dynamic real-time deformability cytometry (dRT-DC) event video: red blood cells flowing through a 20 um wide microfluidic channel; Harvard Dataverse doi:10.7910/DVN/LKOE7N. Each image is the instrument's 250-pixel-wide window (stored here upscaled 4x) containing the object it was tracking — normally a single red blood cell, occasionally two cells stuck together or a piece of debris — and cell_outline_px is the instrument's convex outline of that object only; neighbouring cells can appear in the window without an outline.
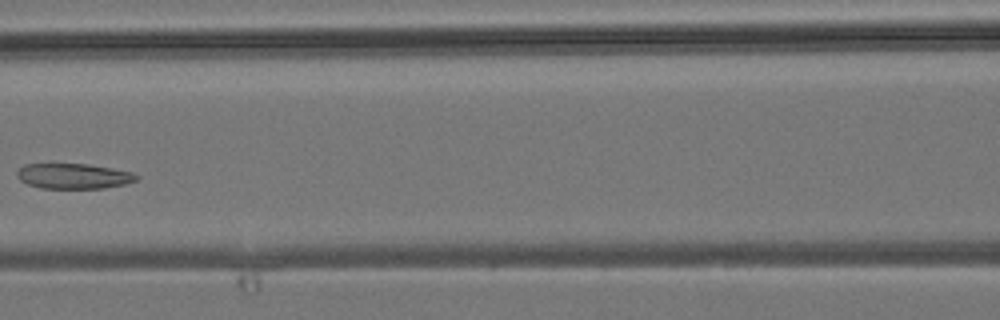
{"species": "common noctule bat (a hibernating species)", "species_latin": "Nyctalus noctula", "temperature_condition": "room temperature", "stored_images_in_passage": 6, "camera_frame_rate_fps": 3000, "um_per_image_px": 0.085, "animal": {"sex": "male", "body_mass_g": 19.2, "forearm_length_mm": 51.8}, "frame": {"image": 1, "passage_image": 6, "time_ms": 6.0, "image_size_px": [1000, 320], "cell_outline_px": [[140, 176], [136, 180], [124, 184], [104, 188], [40, 188], [28, 184], [20, 180], [16, 176], [16, 172], [24, 164], [88, 164], [112, 168], [132, 172]], "centroid_in_image_um": [6.24, 14.96], "position_along_channel_um": 160.4, "area_um2": 17.57}}